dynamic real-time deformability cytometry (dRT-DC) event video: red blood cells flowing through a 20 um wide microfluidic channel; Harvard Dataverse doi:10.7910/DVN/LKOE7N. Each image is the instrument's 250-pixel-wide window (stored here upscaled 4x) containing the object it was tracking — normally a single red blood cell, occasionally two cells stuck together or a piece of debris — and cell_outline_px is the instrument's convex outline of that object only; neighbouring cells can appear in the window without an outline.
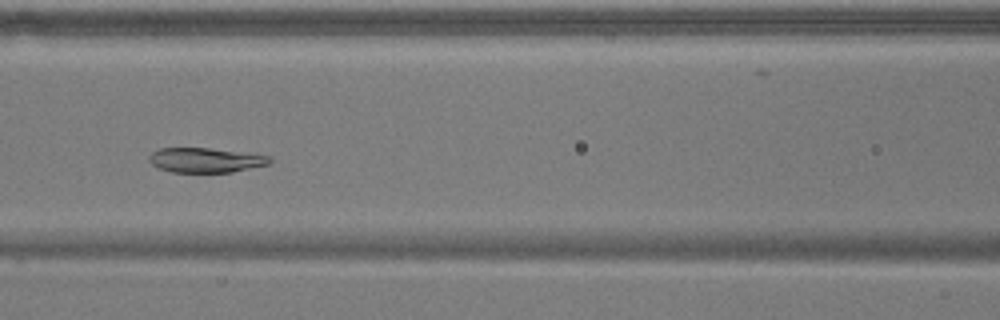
{"species": "common noctule bat (a hibernating species)", "species_latin": "Nyctalus noctula", "temperature_condition": "warm", "stored_images_in_passage": 48, "camera_frame_rate_fps": 3000, "um_per_image_px": 0.085, "animal": {"sex": "male", "body_mass_g": 17.9}, "frame": {"image": 1, "passage_image": 17, "time_ms": 5.333, "image_size_px": [1000, 320], "cell_outline_px": [[272, 160], [268, 164], [232, 172], [172, 172], [160, 168], [152, 164], [148, 160], [148, 156], [152, 152], [160, 148], [208, 148], [248, 152], [272, 156]], "centroid_in_image_um": [17.5, 13.6], "position_along_channel_um": 149.1, "area_um2": 17.46}}
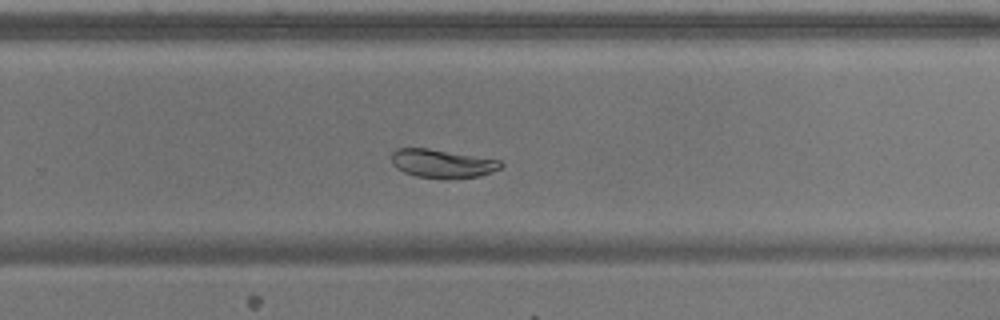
{"frame": {"image": 2, "passage_image": 29, "time_ms": 9.333, "image_size_px": [1000, 320], "cell_outline_px": [[504, 164], [500, 168], [480, 176], [416, 176], [404, 172], [396, 168], [392, 164], [392, 152], [396, 148], [428, 148], [500, 160]], "centroid_in_image_um": [37.55, 13.85], "position_along_channel_um": 292.3, "area_um2": 17.4}}
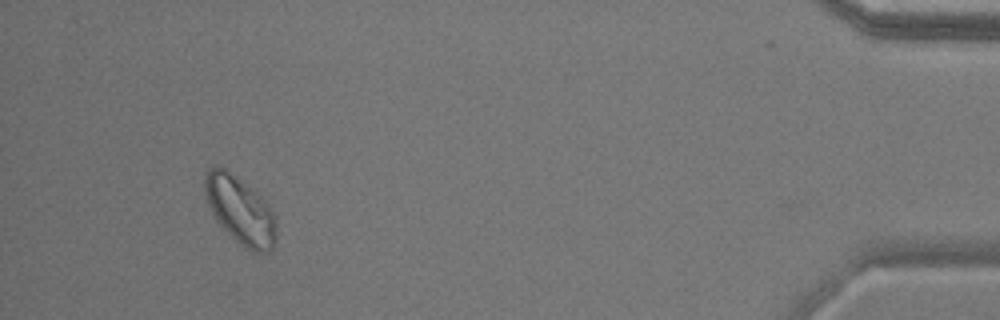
{"frame": {"image": 3, "passage_image": 45, "time_ms": 14.667, "image_size_px": [1000, 320], "cell_outline_px": [[276, 244], [268, 252], [252, 252], [244, 248], [228, 236], [216, 220], [208, 204], [204, 192], [204, 176], [208, 168], [216, 164], [220, 164], [252, 188], [264, 200], [276, 216]], "centroid_in_image_um": [20.4, 17.88], "position_along_channel_um": 414.8, "area_um2": 28.78}, "authors_computed_cell_mechanics": {"area_um2": 21.7328, "velocity_mm_per_s": 3.5913, "shape_relaxation_time_tau1_ms": 7.1309, "shape_relaxation_time_tau2_ms": null, "deformation_change_tau1": 0.1486, "deformation_change_tau2": null}}